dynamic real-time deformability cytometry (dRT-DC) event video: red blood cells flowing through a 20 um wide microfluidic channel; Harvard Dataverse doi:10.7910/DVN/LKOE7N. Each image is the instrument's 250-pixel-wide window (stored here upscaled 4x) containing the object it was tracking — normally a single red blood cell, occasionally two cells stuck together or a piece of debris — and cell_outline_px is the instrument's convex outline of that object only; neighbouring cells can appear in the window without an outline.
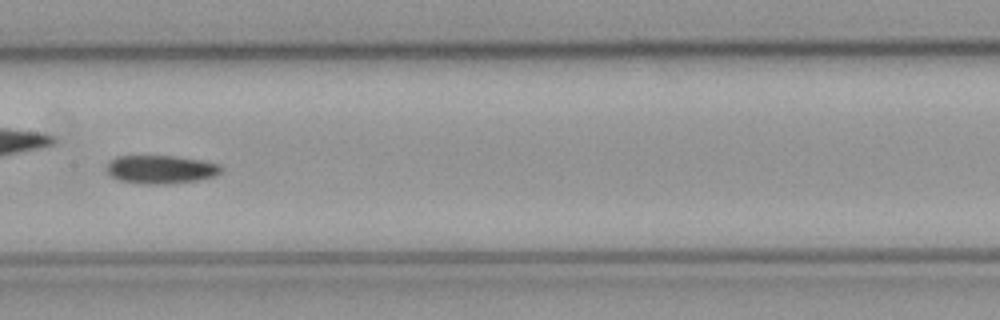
{"species": "common noctule bat (a hibernating species)", "species_latin": "Nyctalus noctula", "temperature_condition": "cold", "stored_images_in_passage": 40, "camera_frame_rate_fps": 3000, "um_per_image_px": 0.085, "animal": {"sex": "male", "body_mass_g": 23.1, "forearm_length_mm": 52.7}, "frame": {"image": 1, "passage_image": 12, "time_ms": 3.667, "image_size_px": [1000, 320], "cell_outline_px": [[224, 168], [216, 176], [200, 180], [168, 184], [136, 184], [120, 180], [108, 176], [104, 168], [116, 156], [176, 156], [200, 160], [220, 164]], "centroid_in_image_um": [13.65, 14.41], "position_along_channel_um": 193.7, "area_um2": 19.31}}
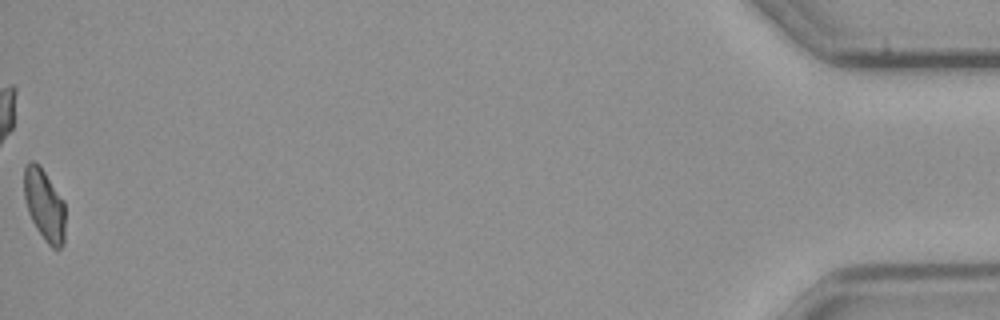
{"frame": {"image": 2, "passage_image": 40, "time_ms": 13.0, "image_size_px": [1000, 320], "cell_outline_px": [[64, 244], [60, 248], [52, 248], [48, 244], [36, 228], [28, 212], [24, 196], [24, 168], [28, 160], [32, 160], [40, 164], [64, 200]], "centroid_in_image_um": [3.76, 17.37], "position_along_channel_um": 431.4, "area_um2": 17.34}}